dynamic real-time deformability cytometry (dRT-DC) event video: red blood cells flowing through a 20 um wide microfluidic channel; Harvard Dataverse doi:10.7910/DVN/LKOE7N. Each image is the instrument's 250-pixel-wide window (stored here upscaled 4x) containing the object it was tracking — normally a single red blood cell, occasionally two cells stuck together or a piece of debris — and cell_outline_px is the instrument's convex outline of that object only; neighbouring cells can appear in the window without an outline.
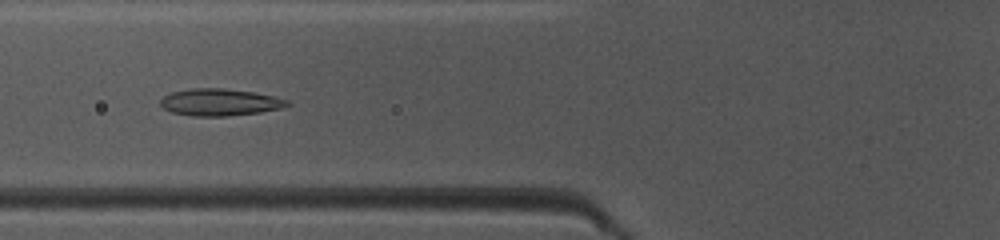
{"species": "common noctule bat (a hibernating species)", "species_latin": "Nyctalus noctula", "temperature_condition": "warm", "stored_images_in_passage": 40, "camera_frame_rate_fps": 3000, "um_per_image_px": 0.085, "animal": {"sex": "female", "body_mass_g": 10.0, "forearm_length_mm": 53.1}, "frame": {"image": 1, "passage_image": 10, "time_ms": 3.0, "image_size_px": [1000, 240], "cell_outline_px": [[292, 104], [280, 108], [260, 112], [228, 116], [192, 116], [172, 112], [164, 108], [160, 104], [160, 100], [164, 96], [172, 92], [192, 88], [224, 88], [252, 92], [276, 96], [288, 100]], "centroid_in_image_um": [18.7, 8.69], "position_along_channel_um": 107.1, "area_um2": 19.94}}
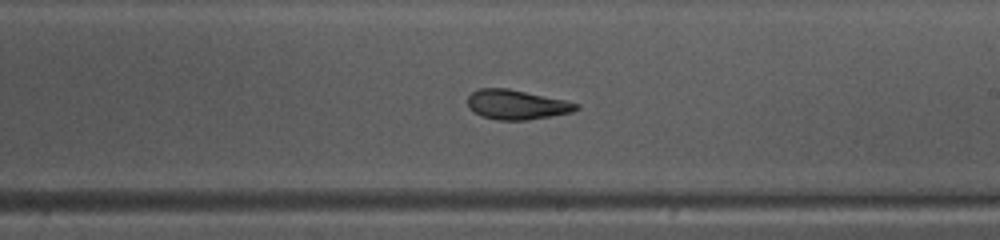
{"frame": {"image": 2, "passage_image": 20, "time_ms": 6.333, "image_size_px": [1000, 240], "cell_outline_px": [[580, 108], [572, 112], [552, 116], [528, 120], [500, 120], [480, 116], [468, 108], [468, 96], [472, 92], [480, 88], [508, 88], [564, 100], [580, 104]], "centroid_in_image_um": [43.91, 8.9], "position_along_channel_um": 245.1, "area_um2": 18.79}}
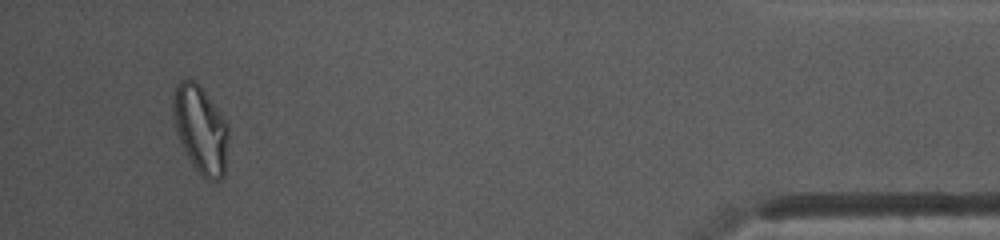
{"frame": {"image": 3, "passage_image": 37, "time_ms": 12.0, "image_size_px": [1000, 240], "cell_outline_px": [[228, 136], [224, 176], [220, 180], [208, 180], [200, 176], [192, 164], [180, 140], [176, 128], [172, 108], [172, 96], [176, 84], [180, 80], [196, 80], [200, 84], [228, 124]], "centroid_in_image_um": [17.05, 10.98], "position_along_channel_um": 418.1, "area_um2": 28.21}, "authors_computed_cell_mechanics": {"area_um2": 19.8254, "velocity_mm_per_s": 4.1273, "shape_relaxation_time_tau1_ms": 4.8089, "shape_relaxation_time_tau2_ms": 1.3371, "deformation_change_tau1": 0.1445, "deformation_change_tau2": 0.0902}}